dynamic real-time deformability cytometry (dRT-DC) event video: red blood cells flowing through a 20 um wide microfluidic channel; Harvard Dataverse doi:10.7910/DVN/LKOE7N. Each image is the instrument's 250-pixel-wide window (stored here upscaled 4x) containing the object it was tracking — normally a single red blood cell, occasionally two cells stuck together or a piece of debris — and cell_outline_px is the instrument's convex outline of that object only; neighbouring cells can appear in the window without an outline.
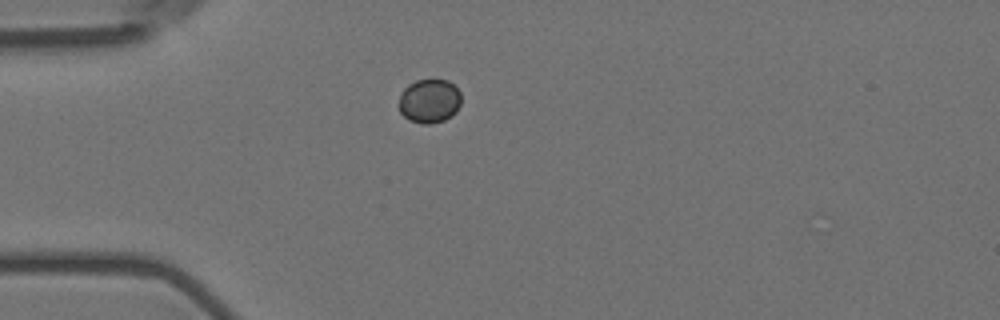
{"species": "Egyptian fruit bat (a non-hibernating species)", "species_latin": "Rousettus aegyptiacus", "temperature_condition": "room temperature", "stored_images_in_passage": 1, "camera_frame_rate_fps": 3000, "um_per_image_px": 0.085, "animal": {"sex": "female"}, "frame": {"image": 1, "passage_image": 1, "time_ms": 0.0, "image_size_px": [1000, 320], "cell_outline_px": [[460, 104], [456, 112], [452, 116], [444, 120], [428, 124], [420, 124], [408, 120], [400, 112], [396, 104], [404, 88], [408, 84], [416, 80], [448, 80], [460, 92]], "centroid_in_image_um": [36.46, 8.6], "position_along_channel_um": 48.5, "area_um2": 16.18}}